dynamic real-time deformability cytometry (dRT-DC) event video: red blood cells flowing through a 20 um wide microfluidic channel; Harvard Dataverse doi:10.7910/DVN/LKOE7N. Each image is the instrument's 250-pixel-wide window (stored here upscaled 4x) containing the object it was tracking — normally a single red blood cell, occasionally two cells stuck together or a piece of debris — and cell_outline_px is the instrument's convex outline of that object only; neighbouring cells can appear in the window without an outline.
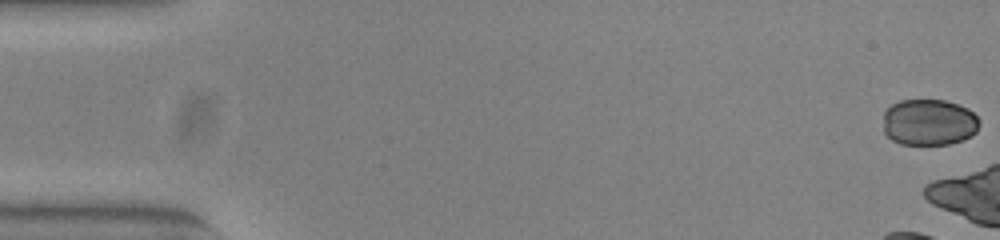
{"species": "common noctule bat (a hibernating species)", "species_latin": "Nyctalus noctula", "temperature_condition": "warm", "stored_images_in_passage": 5, "camera_frame_rate_fps": 3000, "um_per_image_px": 0.085, "animal": {"sex": "female", "body_mass_g": 23.0, "forearm_length_mm": 53.4}, "frame": {"image": 1, "passage_image": 1, "time_ms": 0.0, "image_size_px": [1000, 240], "cell_outline_px": [[980, 124], [976, 132], [972, 136], [964, 140], [948, 144], [900, 144], [892, 140], [884, 132], [884, 112], [892, 104], [900, 100], [944, 100], [968, 108], [980, 120]], "centroid_in_image_um": [78.98, 10.4], "position_along_channel_um": 6.0, "area_um2": 26.13}}